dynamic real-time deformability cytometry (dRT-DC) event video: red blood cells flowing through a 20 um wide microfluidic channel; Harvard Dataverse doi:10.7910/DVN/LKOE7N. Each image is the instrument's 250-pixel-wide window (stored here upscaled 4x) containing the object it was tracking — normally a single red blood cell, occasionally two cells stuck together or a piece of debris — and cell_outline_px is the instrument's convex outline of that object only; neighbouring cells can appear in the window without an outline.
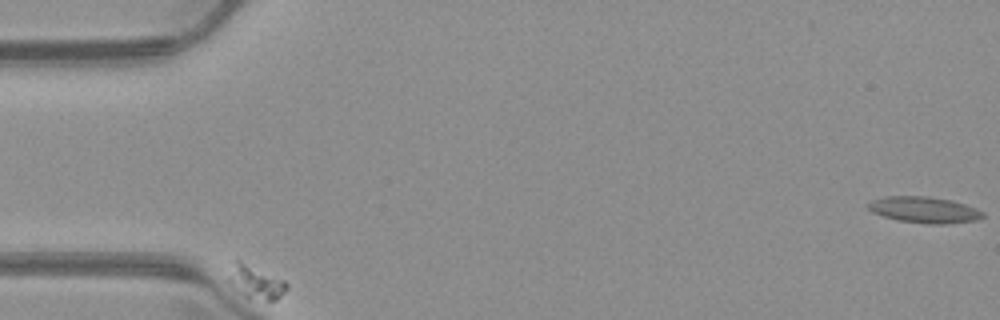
{"species": "common noctule bat (a hibernating species)", "species_latin": "Nyctalus noctula", "temperature_condition": "warm", "stored_images_in_passage": 4, "camera_frame_rate_fps": 3000, "um_per_image_px": 0.085, "animal": {"sex": "male", "body_mass_g": 23.1, "forearm_length_mm": 52.7}, "frame": {"image": 1, "passage_image": 1, "time_ms": 0.0, "image_size_px": [1000, 320], "cell_outline_px": [[288, 288], [276, 300], [248, 300], [228, 280], [228, 276], [236, 256], [284, 280], [288, 284]], "centroid_in_image_um": [21.73, 23.94], "position_along_channel_um": 63.3, "area_um2": 11.62}}
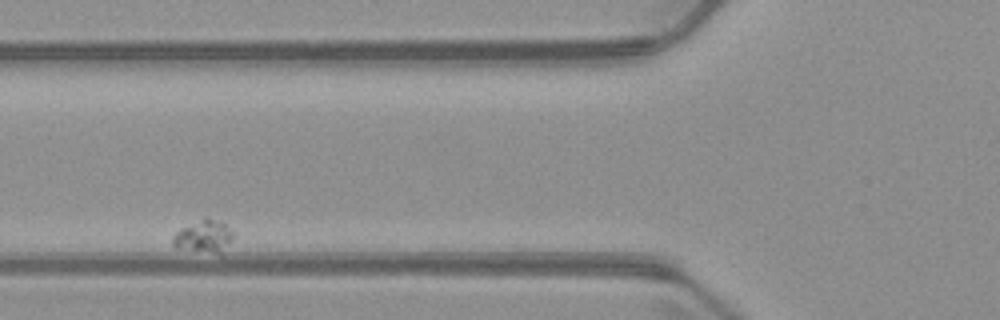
{"frame": {"image": 2, "passage_image": 3, "time_ms": 2.333, "image_size_px": [1000, 320], "cell_outline_px": [[232, 240], [220, 252], [216, 252], [176, 248], [172, 244], [172, 236], [180, 228], [208, 216], [224, 224], [232, 232]], "centroid_in_image_um": [17.27, 20.06], "position_along_channel_um": 108.5, "area_um2": 11.04}}